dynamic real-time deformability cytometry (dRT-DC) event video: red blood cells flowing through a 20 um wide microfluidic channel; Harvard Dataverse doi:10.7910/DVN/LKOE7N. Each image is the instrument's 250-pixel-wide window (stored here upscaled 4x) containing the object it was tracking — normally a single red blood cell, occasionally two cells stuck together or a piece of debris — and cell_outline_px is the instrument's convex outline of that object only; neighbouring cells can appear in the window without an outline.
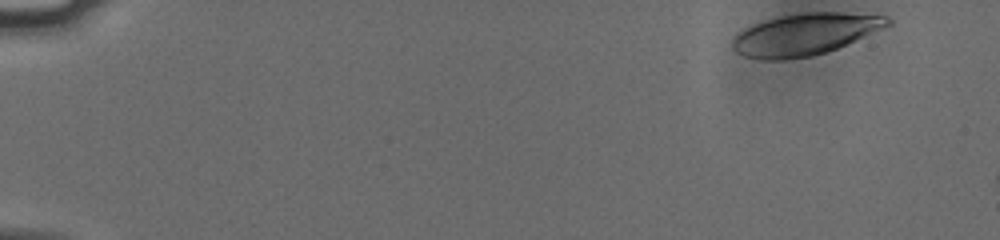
{"species": "human", "species_latin": "Homo sapiens", "temperature_condition": "cold", "stored_images_in_passage": 14, "camera_frame_rate_fps": 3000, "um_per_image_px": 0.085, "donor": {"sex": "male"}, "frame": {"image": 1, "passage_image": 1, "time_ms": 0.0, "image_size_px": [1000, 240], "cell_outline_px": [[892, 24], [884, 28], [836, 48], [824, 52], [808, 56], [784, 60], [764, 60], [744, 56], [736, 52], [732, 48], [732, 40], [744, 28], [764, 20], [780, 16], [808, 12], [836, 12], [888, 16], [892, 20]], "centroid_in_image_um": [68.41, 2.91], "position_along_channel_um": 16.6, "area_um2": 37.4}}